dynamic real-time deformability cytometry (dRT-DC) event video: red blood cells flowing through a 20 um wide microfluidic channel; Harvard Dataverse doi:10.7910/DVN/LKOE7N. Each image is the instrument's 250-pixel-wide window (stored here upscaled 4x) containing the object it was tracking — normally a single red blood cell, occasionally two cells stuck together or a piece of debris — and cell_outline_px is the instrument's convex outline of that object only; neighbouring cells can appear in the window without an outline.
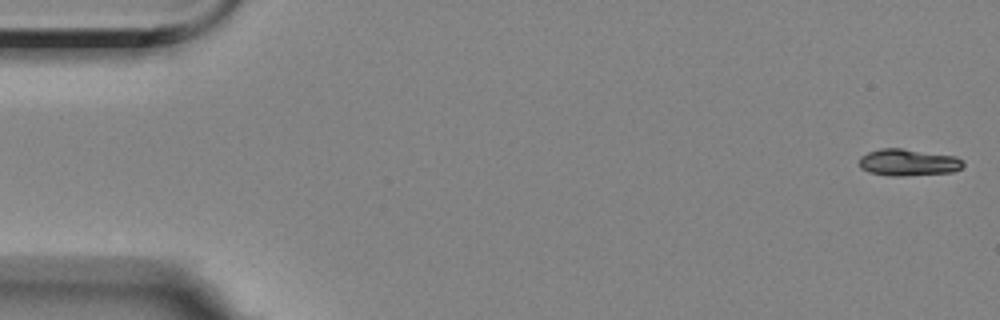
{"species": "Egyptian fruit bat (a non-hibernating species)", "species_latin": "Rousettus aegyptiacus", "temperature_condition": "room temperature", "stored_images_in_passage": 56, "camera_frame_rate_fps": 3000, "um_per_image_px": 0.085, "animal": {"sex": "female"}, "frame": {"image": 1, "passage_image": 1, "time_ms": 0.0, "image_size_px": [1000, 320], "cell_outline_px": [[964, 164], [960, 168], [952, 172], [900, 176], [892, 176], [868, 172], [860, 168], [860, 156], [868, 152], [880, 148], [900, 148], [956, 156], [964, 160]], "centroid_in_image_um": [77.19, 13.8], "position_along_channel_um": 7.8, "area_um2": 16.24}}
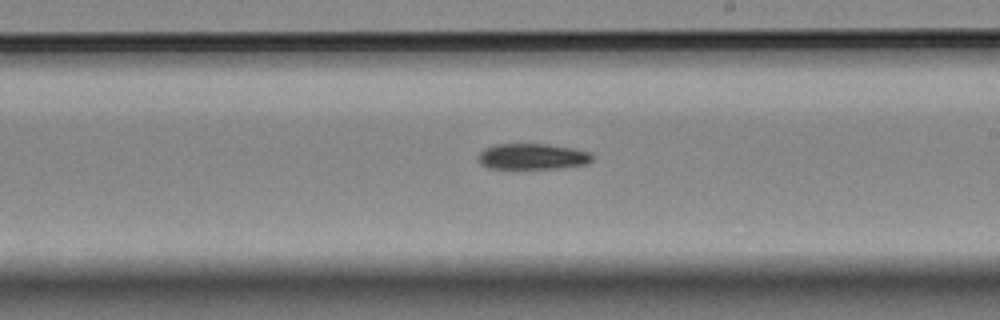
{"frame": {"image": 2, "passage_image": 32, "time_ms": 10.333, "image_size_px": [1000, 320], "cell_outline_px": [[592, 160], [584, 164], [556, 168], [488, 168], [480, 164], [476, 160], [476, 156], [484, 148], [496, 144], [548, 144], [576, 148], [592, 152]], "centroid_in_image_um": [45.22, 13.29], "position_along_channel_um": 243.8, "area_um2": 17.34}}
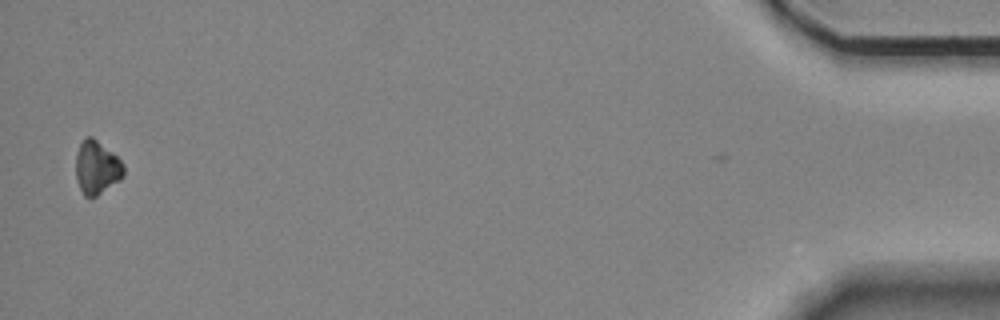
{"frame": {"image": 3, "passage_image": 55, "time_ms": 18.0, "image_size_px": [1000, 320], "cell_outline_px": [[124, 176], [120, 180], [96, 196], [84, 196], [76, 180], [76, 152], [80, 144], [88, 136], [92, 136], [112, 152], [124, 164]], "centroid_in_image_um": [8.22, 14.24], "position_along_channel_um": 427.0, "area_um2": 14.8}, "authors_computed_cell_mechanics": {"area_um2": 16.6464, "velocity_mm_per_s": 3.5443, "shape_relaxation_time_tau1_ms": 2.9399, "shape_relaxation_time_tau2_ms": null, "deformation_change_tau1": 0.1277, "deformation_change_tau2": null}}